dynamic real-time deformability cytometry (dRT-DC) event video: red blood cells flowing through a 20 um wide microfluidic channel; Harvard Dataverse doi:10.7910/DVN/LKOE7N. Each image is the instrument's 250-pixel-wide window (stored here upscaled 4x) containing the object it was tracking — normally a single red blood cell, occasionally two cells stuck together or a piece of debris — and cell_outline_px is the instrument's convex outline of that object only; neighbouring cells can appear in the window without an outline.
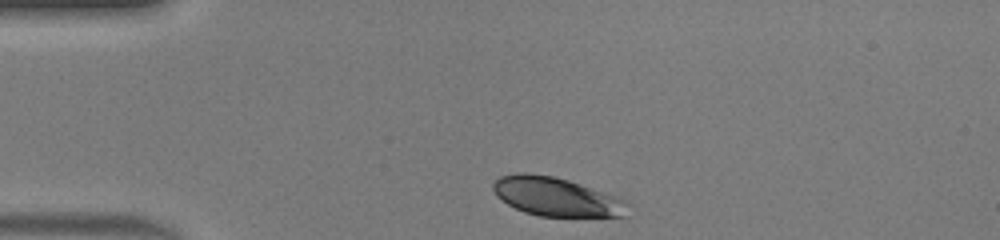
{"species": "human", "species_latin": "Homo sapiens", "temperature_condition": "warm", "stored_images_in_passage": 33, "camera_frame_rate_fps": 3000, "um_per_image_px": 0.085, "donor": {"sex": "male"}, "frame": {"image": 1, "passage_image": 1, "time_ms": 0.0, "image_size_px": [1000, 240], "cell_outline_px": [[628, 200], [624, 216], [540, 216], [524, 212], [508, 204], [496, 196], [492, 188], [492, 184], [500, 176], [516, 172], [528, 172], [552, 176], [568, 180]], "centroid_in_image_um": [47.23, 16.7], "position_along_channel_um": 37.8, "area_um2": 30.23}}
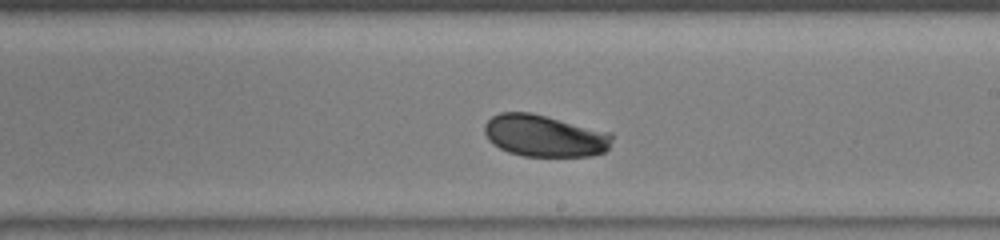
{"frame": {"image": 2, "passage_image": 19, "time_ms": 6.0, "image_size_px": [1000, 240], "cell_outline_px": [[612, 140], [608, 148], [604, 152], [592, 156], [524, 156], [508, 152], [492, 144], [488, 140], [484, 132], [484, 124], [492, 116], [500, 112], [532, 112], [612, 132]], "centroid_in_image_um": [46.29, 11.53], "position_along_channel_um": 242.7, "area_um2": 31.5}}
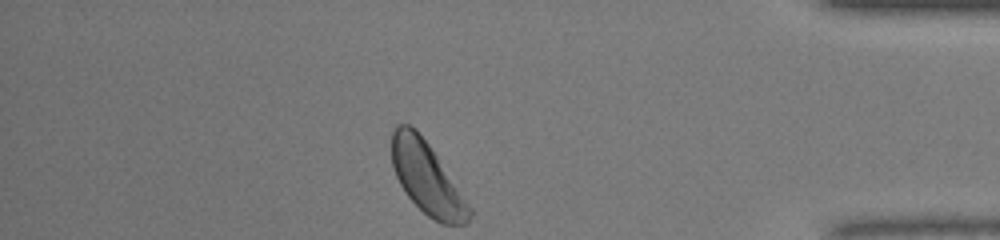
{"frame": {"image": 3, "passage_image": 33, "time_ms": 10.667, "image_size_px": [1000, 240], "cell_outline_px": [[472, 212], [468, 224], [440, 224], [432, 220], [408, 196], [400, 184], [392, 168], [392, 132], [396, 124], [408, 124], [416, 128], [428, 144], [472, 208]], "centroid_in_image_um": [36.28, 15.15], "position_along_channel_um": 398.9, "area_um2": 32.19}, "authors_computed_cell_mechanics": {"area_um2": 31.3276, "velocity_mm_per_s": 4.1001, "shape_relaxation_time_tau1_ms": 3.887, "shape_relaxation_time_tau2_ms": null, "deformation_change_tau1": 0.1054, "deformation_change_tau2": null}}